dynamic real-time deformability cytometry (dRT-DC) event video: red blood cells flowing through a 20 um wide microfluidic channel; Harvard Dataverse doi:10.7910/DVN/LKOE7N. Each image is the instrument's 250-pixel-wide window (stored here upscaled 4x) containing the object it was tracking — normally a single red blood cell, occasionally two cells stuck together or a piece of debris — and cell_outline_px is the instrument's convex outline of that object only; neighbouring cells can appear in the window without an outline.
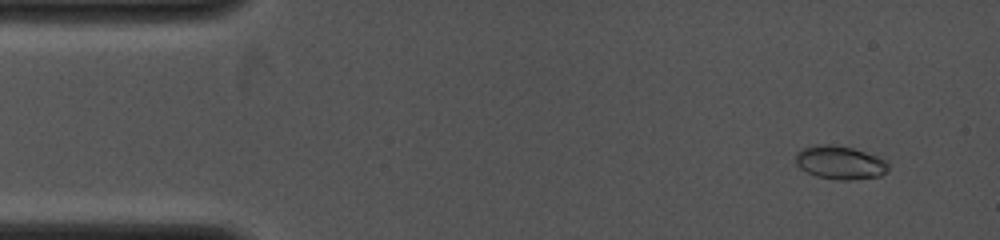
{"species": "common noctule bat (a hibernating species)", "species_latin": "Nyctalus noctula", "temperature_condition": "cold", "stored_images_in_passage": 4, "camera_frame_rate_fps": 4000, "um_per_image_px": 0.085, "animal": {"sex": "female", "body_mass_g": 19.0, "forearm_length_mm": 53.3}, "frame": {"image": 1, "passage_image": 1, "time_ms": 0.0, "image_size_px": [1000, 240], "cell_outline_px": [[888, 168], [880, 176], [848, 180], [840, 180], [816, 176], [800, 168], [796, 164], [796, 152], [804, 148], [816, 144], [832, 144], [852, 148], [876, 156], [884, 160], [888, 164]], "centroid_in_image_um": [71.36, 13.81], "position_along_channel_um": 13.6, "area_um2": 17.8}}